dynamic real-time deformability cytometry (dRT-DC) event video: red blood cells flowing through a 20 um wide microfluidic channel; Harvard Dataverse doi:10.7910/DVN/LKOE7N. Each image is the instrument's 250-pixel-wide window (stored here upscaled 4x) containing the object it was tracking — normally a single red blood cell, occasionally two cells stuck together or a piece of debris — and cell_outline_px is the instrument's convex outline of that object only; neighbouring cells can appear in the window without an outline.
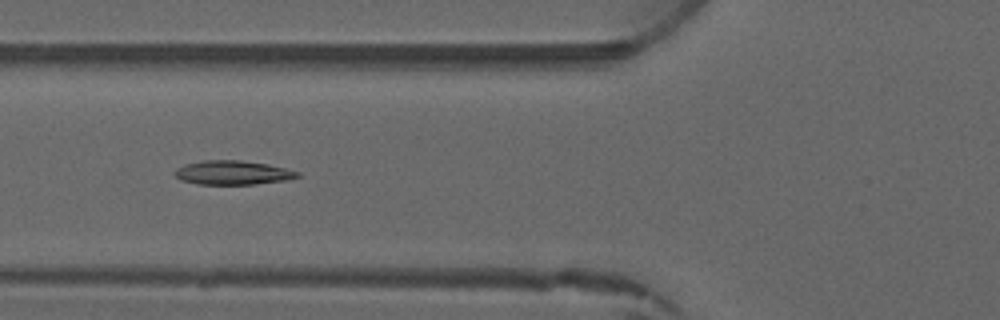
{"species": "common noctule bat (a hibernating species)", "species_latin": "Nyctalus noctula", "temperature_condition": "warm", "stored_images_in_passage": 5, "camera_frame_rate_fps": 3000, "um_per_image_px": 0.085, "animal": {"sex": "male", "forearm_length_mm": 52.5}, "frame": {"image": 1, "passage_image": 4, "time_ms": 4.333, "image_size_px": [1000, 320], "cell_outline_px": [[300, 176], [288, 180], [256, 184], [196, 184], [180, 180], [172, 172], [176, 168], [184, 164], [204, 160], [240, 160], [268, 164], [300, 172]], "centroid_in_image_um": [19.76, 14.67], "position_along_channel_um": 106.0, "area_um2": 17.34}}
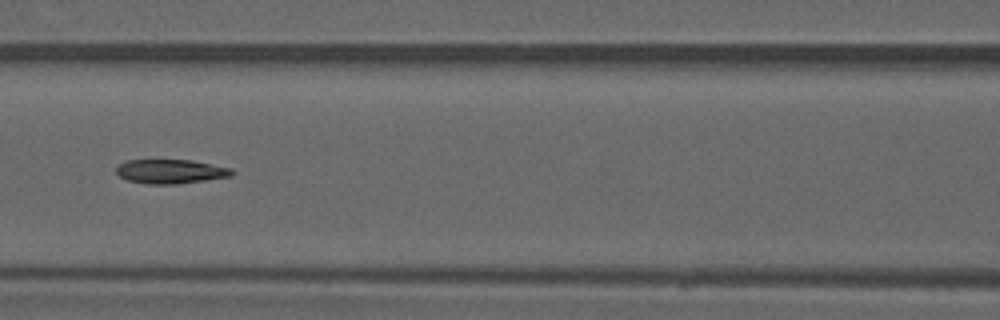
{"frame": {"image": 2, "passage_image": 5, "time_ms": 5.333, "image_size_px": [1000, 320], "cell_outline_px": [[236, 172], [232, 176], [176, 184], [148, 184], [128, 180], [120, 176], [116, 172], [116, 168], [124, 160], [192, 160], [232, 168]], "centroid_in_image_um": [14.53, 14.57], "position_along_channel_um": 152.1, "area_um2": 16.3}}